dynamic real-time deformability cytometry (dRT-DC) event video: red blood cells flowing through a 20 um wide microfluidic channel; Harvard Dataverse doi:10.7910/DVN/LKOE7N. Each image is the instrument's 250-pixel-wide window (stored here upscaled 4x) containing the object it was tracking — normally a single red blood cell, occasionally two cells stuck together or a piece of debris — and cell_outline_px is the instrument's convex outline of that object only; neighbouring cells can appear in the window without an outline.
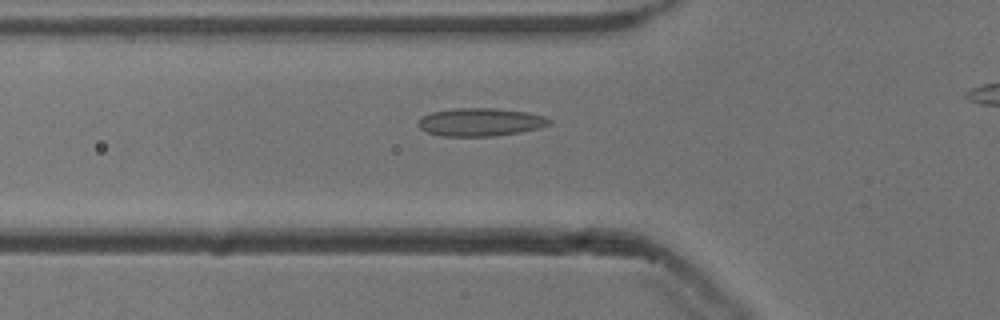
{"species": "common noctule bat (a hibernating species)", "species_latin": "Nyctalus noctula", "temperature_condition": "cold", "stored_images_in_passage": 41, "camera_frame_rate_fps": 3000, "um_per_image_px": 0.085, "animal": {"sex": "male", "body_mass_g": 13.3}, "frame": {"image": 1, "passage_image": 13, "time_ms": 4.0, "image_size_px": [1000, 320], "cell_outline_px": [[552, 124], [540, 128], [520, 132], [492, 136], [444, 136], [428, 132], [420, 128], [416, 124], [424, 116], [432, 112], [452, 108], [492, 108], [528, 112], [544, 116], [552, 120]], "centroid_in_image_um": [40.87, 10.37], "position_along_channel_um": 84.9, "area_um2": 21.39}}
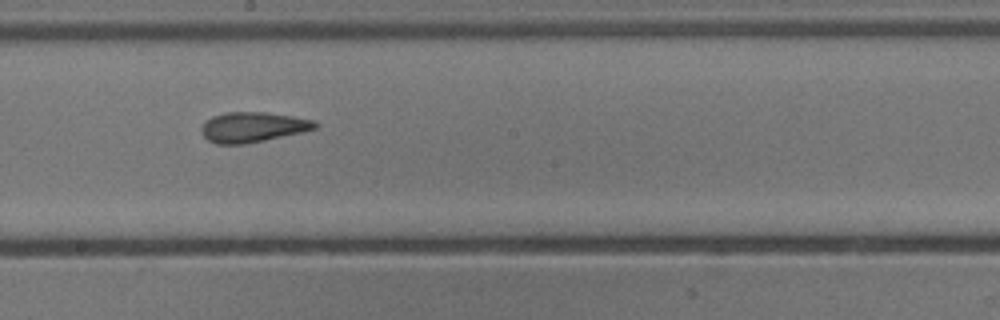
{"frame": {"image": 2, "passage_image": 24, "time_ms": 7.667, "image_size_px": [1000, 320], "cell_outline_px": [[320, 124], [316, 128], [304, 132], [244, 144], [216, 144], [208, 140], [200, 132], [200, 128], [212, 116], [224, 112], [264, 112], [292, 116], [316, 120]], "centroid_in_image_um": [21.51, 10.8], "position_along_channel_um": 226.7, "area_um2": 20.06}}
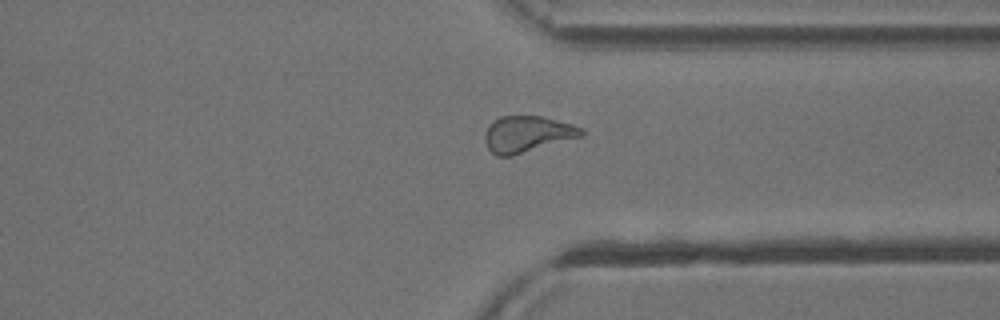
{"frame": {"image": 3, "passage_image": 35, "time_ms": 11.333, "image_size_px": [1000, 320], "cell_outline_px": [[584, 136], [512, 156], [496, 156], [488, 148], [484, 140], [484, 132], [500, 116], [544, 116], [572, 124], [584, 128]], "centroid_in_image_um": [44.86, 11.4], "position_along_channel_um": 366.5, "area_um2": 20.52}}